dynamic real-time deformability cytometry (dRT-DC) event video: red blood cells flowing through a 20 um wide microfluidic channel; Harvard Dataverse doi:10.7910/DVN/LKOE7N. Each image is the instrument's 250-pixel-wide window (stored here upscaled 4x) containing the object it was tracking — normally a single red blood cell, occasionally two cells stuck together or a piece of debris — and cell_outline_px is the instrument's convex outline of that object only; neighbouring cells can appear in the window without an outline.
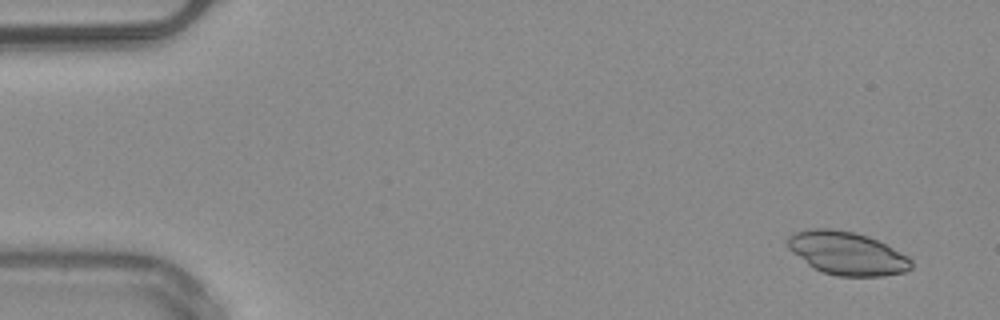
{"species": "common noctule bat (a hibernating species)", "species_latin": "Nyctalus noctula", "temperature_condition": "warm", "stored_images_in_passage": 48, "camera_frame_rate_fps": 3000, "um_per_image_px": 0.085, "animal": {"sex": "male", "body_mass_g": 20.4}, "frame": {"image": 1, "passage_image": 1, "time_ms": 0.0, "image_size_px": [1000, 320], "cell_outline_px": [[912, 268], [904, 272], [884, 276], [836, 276], [812, 268], [792, 252], [788, 248], [788, 236], [792, 232], [812, 228], [832, 228], [852, 232], [868, 236], [908, 256], [912, 260]], "centroid_in_image_um": [71.97, 21.53], "position_along_channel_um": 13.0, "area_um2": 31.1}}
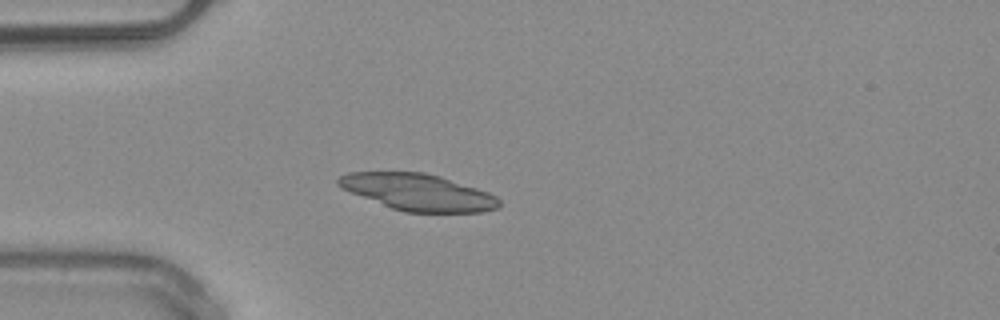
{"frame": {"image": 2, "passage_image": 12, "time_ms": 3.667, "image_size_px": [1000, 320], "cell_outline_px": [[500, 204], [496, 208], [480, 212], [404, 212], [392, 208], [340, 188], [336, 184], [336, 180], [340, 176], [348, 172], [424, 172], [440, 176], [488, 192], [496, 196], [500, 200]], "centroid_in_image_um": [35.51, 16.33], "position_along_channel_um": 49.5, "area_um2": 34.1}}